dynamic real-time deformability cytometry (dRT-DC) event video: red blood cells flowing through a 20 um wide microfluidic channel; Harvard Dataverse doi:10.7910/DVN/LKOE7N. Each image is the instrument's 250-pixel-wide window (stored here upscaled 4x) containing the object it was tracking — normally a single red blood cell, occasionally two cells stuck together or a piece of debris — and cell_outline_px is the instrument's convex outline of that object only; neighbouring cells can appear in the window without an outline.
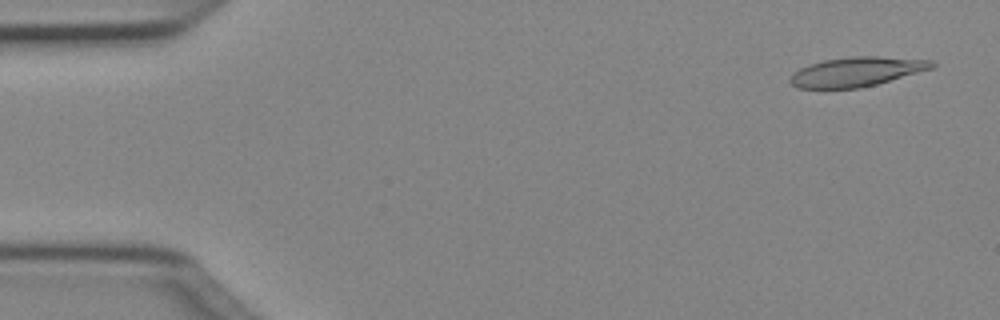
{"species": "Egyptian fruit bat (a non-hibernating species)", "species_latin": "Rousettus aegyptiacus", "temperature_condition": "cold", "stored_images_in_passage": 49, "camera_frame_rate_fps": 3000, "um_per_image_px": 0.085, "animal": {"sex": "female"}, "frame": {"image": 1, "passage_image": 2, "time_ms": 0.333, "image_size_px": [1000, 320], "cell_outline_px": [[936, 64], [932, 68], [876, 84], [860, 88], [796, 88], [788, 80], [800, 68], [808, 64], [824, 60], [852, 56], [880, 56], [932, 60]], "centroid_in_image_um": [72.8, 6.09], "position_along_channel_um": 12.2, "area_um2": 24.1}}
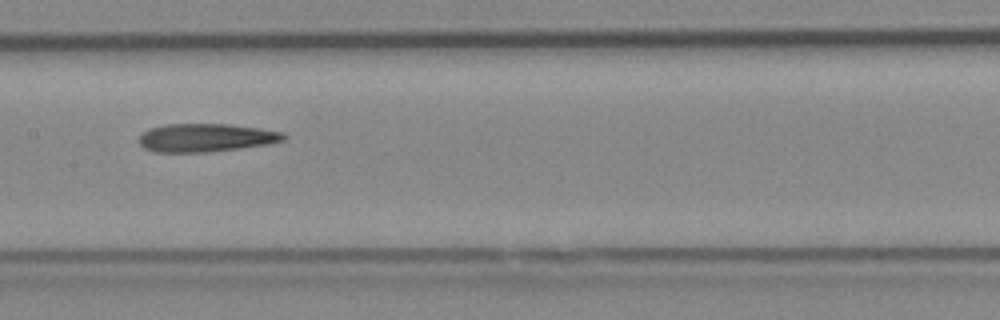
{"frame": {"image": 2, "passage_image": 24, "time_ms": 7.667, "image_size_px": [1000, 320], "cell_outline_px": [[288, 136], [284, 140], [268, 144], [240, 148], [204, 152], [156, 152], [144, 148], [140, 144], [140, 136], [148, 128], [164, 124], [228, 124], [260, 128], [284, 132]], "centroid_in_image_um": [17.52, 11.69], "position_along_channel_um": 189.9, "area_um2": 23.81}}
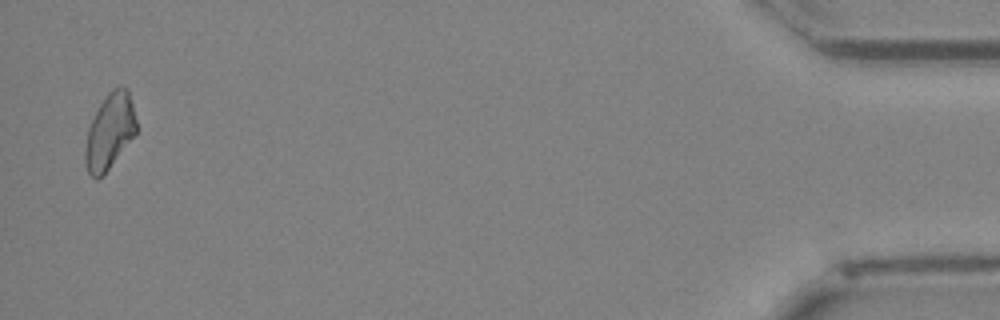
{"frame": {"image": 3, "passage_image": 48, "time_ms": 15.667, "image_size_px": [1000, 320], "cell_outline_px": [[136, 132], [108, 168], [96, 180], [88, 172], [84, 160], [84, 148], [88, 128], [100, 104], [108, 92], [112, 88], [120, 84], [128, 88], [136, 120]], "centroid_in_image_um": [9.3, 11.12], "position_along_channel_um": 425.9, "area_um2": 22.14}}